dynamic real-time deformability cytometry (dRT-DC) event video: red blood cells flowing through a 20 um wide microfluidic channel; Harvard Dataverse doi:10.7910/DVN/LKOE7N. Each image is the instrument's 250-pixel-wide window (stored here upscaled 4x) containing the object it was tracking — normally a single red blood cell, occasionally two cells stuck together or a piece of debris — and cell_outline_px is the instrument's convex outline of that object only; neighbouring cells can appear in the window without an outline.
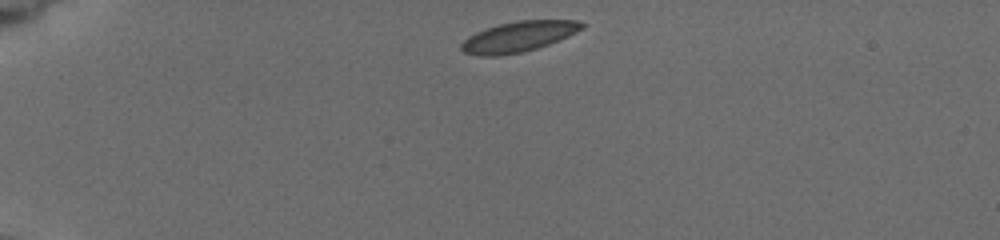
{"species": "common noctule bat (a hibernating species)", "species_latin": "Nyctalus noctula", "temperature_condition": "cold", "stored_images_in_passage": 2, "camera_frame_rate_fps": 3000, "um_per_image_px": 0.085, "animal": {"sex": "female", "body_mass_g": 19.5, "forearm_length_mm": 54.1}, "frame": {"image": 1, "passage_image": 1, "time_ms": 0.0, "image_size_px": [1000, 240], "cell_outline_px": [[588, 24], [584, 28], [548, 44], [536, 48], [520, 52], [496, 56], [480, 56], [464, 52], [460, 48], [460, 44], [468, 36], [476, 32], [500, 24], [516, 20], [576, 20]], "centroid_in_image_um": [44.07, 3.1], "position_along_channel_um": 40.9, "area_um2": 21.15}}